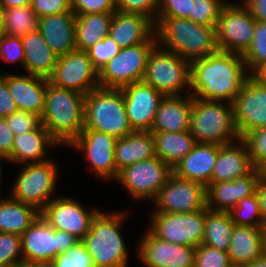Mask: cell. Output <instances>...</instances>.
I'll use <instances>...</instances> for the list:
<instances>
[{"label":"cell","mask_w":266,"mask_h":267,"mask_svg":"<svg viewBox=\"0 0 266 267\" xmlns=\"http://www.w3.org/2000/svg\"><path fill=\"white\" fill-rule=\"evenodd\" d=\"M0 58L7 62H19L24 69V50L21 37L3 35L0 37Z\"/></svg>","instance_id":"48"},{"label":"cell","mask_w":266,"mask_h":267,"mask_svg":"<svg viewBox=\"0 0 266 267\" xmlns=\"http://www.w3.org/2000/svg\"><path fill=\"white\" fill-rule=\"evenodd\" d=\"M75 22L73 11L39 18L38 30L57 57L76 49Z\"/></svg>","instance_id":"27"},{"label":"cell","mask_w":266,"mask_h":267,"mask_svg":"<svg viewBox=\"0 0 266 267\" xmlns=\"http://www.w3.org/2000/svg\"><path fill=\"white\" fill-rule=\"evenodd\" d=\"M5 197L0 201V232L21 236L40 215V211L10 196Z\"/></svg>","instance_id":"33"},{"label":"cell","mask_w":266,"mask_h":267,"mask_svg":"<svg viewBox=\"0 0 266 267\" xmlns=\"http://www.w3.org/2000/svg\"><path fill=\"white\" fill-rule=\"evenodd\" d=\"M84 98L80 92L49 83L41 124L61 145L68 146L84 129Z\"/></svg>","instance_id":"3"},{"label":"cell","mask_w":266,"mask_h":267,"mask_svg":"<svg viewBox=\"0 0 266 267\" xmlns=\"http://www.w3.org/2000/svg\"><path fill=\"white\" fill-rule=\"evenodd\" d=\"M127 213L98 211L89 233L81 240L95 267H128V249L120 226Z\"/></svg>","instance_id":"4"},{"label":"cell","mask_w":266,"mask_h":267,"mask_svg":"<svg viewBox=\"0 0 266 267\" xmlns=\"http://www.w3.org/2000/svg\"><path fill=\"white\" fill-rule=\"evenodd\" d=\"M155 141V153L172 169L197 143L190 131L152 132Z\"/></svg>","instance_id":"32"},{"label":"cell","mask_w":266,"mask_h":267,"mask_svg":"<svg viewBox=\"0 0 266 267\" xmlns=\"http://www.w3.org/2000/svg\"><path fill=\"white\" fill-rule=\"evenodd\" d=\"M228 212L235 225L266 228L260 213L259 201L256 195L242 198L238 204Z\"/></svg>","instance_id":"38"},{"label":"cell","mask_w":266,"mask_h":267,"mask_svg":"<svg viewBox=\"0 0 266 267\" xmlns=\"http://www.w3.org/2000/svg\"><path fill=\"white\" fill-rule=\"evenodd\" d=\"M241 140L248 149L251 161L256 169H266V126L245 134Z\"/></svg>","instance_id":"40"},{"label":"cell","mask_w":266,"mask_h":267,"mask_svg":"<svg viewBox=\"0 0 266 267\" xmlns=\"http://www.w3.org/2000/svg\"><path fill=\"white\" fill-rule=\"evenodd\" d=\"M191 62L158 44L150 53L142 79L164 96L190 94ZM188 87V89H187Z\"/></svg>","instance_id":"7"},{"label":"cell","mask_w":266,"mask_h":267,"mask_svg":"<svg viewBox=\"0 0 266 267\" xmlns=\"http://www.w3.org/2000/svg\"><path fill=\"white\" fill-rule=\"evenodd\" d=\"M138 244L139 260L146 267H195L196 247L157 238L149 229Z\"/></svg>","instance_id":"19"},{"label":"cell","mask_w":266,"mask_h":267,"mask_svg":"<svg viewBox=\"0 0 266 267\" xmlns=\"http://www.w3.org/2000/svg\"><path fill=\"white\" fill-rule=\"evenodd\" d=\"M10 197L14 200L34 206L41 211L56 196L58 166L55 160L48 159L39 163L23 164Z\"/></svg>","instance_id":"8"},{"label":"cell","mask_w":266,"mask_h":267,"mask_svg":"<svg viewBox=\"0 0 266 267\" xmlns=\"http://www.w3.org/2000/svg\"><path fill=\"white\" fill-rule=\"evenodd\" d=\"M80 241L66 231L55 230L39 215L21 235L23 263L51 262Z\"/></svg>","instance_id":"9"},{"label":"cell","mask_w":266,"mask_h":267,"mask_svg":"<svg viewBox=\"0 0 266 267\" xmlns=\"http://www.w3.org/2000/svg\"><path fill=\"white\" fill-rule=\"evenodd\" d=\"M173 169L158 156L129 165L119 171L116 181L134 199L154 201Z\"/></svg>","instance_id":"13"},{"label":"cell","mask_w":266,"mask_h":267,"mask_svg":"<svg viewBox=\"0 0 266 267\" xmlns=\"http://www.w3.org/2000/svg\"><path fill=\"white\" fill-rule=\"evenodd\" d=\"M234 226L228 211H214L206 207L202 244L228 252Z\"/></svg>","instance_id":"35"},{"label":"cell","mask_w":266,"mask_h":267,"mask_svg":"<svg viewBox=\"0 0 266 267\" xmlns=\"http://www.w3.org/2000/svg\"><path fill=\"white\" fill-rule=\"evenodd\" d=\"M242 57L250 75L266 63V22L255 21L253 39Z\"/></svg>","instance_id":"37"},{"label":"cell","mask_w":266,"mask_h":267,"mask_svg":"<svg viewBox=\"0 0 266 267\" xmlns=\"http://www.w3.org/2000/svg\"><path fill=\"white\" fill-rule=\"evenodd\" d=\"M195 267H232L228 252L200 244L195 251Z\"/></svg>","instance_id":"44"},{"label":"cell","mask_w":266,"mask_h":267,"mask_svg":"<svg viewBox=\"0 0 266 267\" xmlns=\"http://www.w3.org/2000/svg\"><path fill=\"white\" fill-rule=\"evenodd\" d=\"M121 90L127 118L132 129L150 131L157 109L165 96L143 81L134 82Z\"/></svg>","instance_id":"20"},{"label":"cell","mask_w":266,"mask_h":267,"mask_svg":"<svg viewBox=\"0 0 266 267\" xmlns=\"http://www.w3.org/2000/svg\"><path fill=\"white\" fill-rule=\"evenodd\" d=\"M266 252V228L235 225L228 256L232 266L250 264Z\"/></svg>","instance_id":"26"},{"label":"cell","mask_w":266,"mask_h":267,"mask_svg":"<svg viewBox=\"0 0 266 267\" xmlns=\"http://www.w3.org/2000/svg\"><path fill=\"white\" fill-rule=\"evenodd\" d=\"M52 261L56 267H95L82 241L58 254Z\"/></svg>","instance_id":"42"},{"label":"cell","mask_w":266,"mask_h":267,"mask_svg":"<svg viewBox=\"0 0 266 267\" xmlns=\"http://www.w3.org/2000/svg\"><path fill=\"white\" fill-rule=\"evenodd\" d=\"M48 81L58 88L75 90L83 95L99 87L98 71L87 51L79 49L57 57Z\"/></svg>","instance_id":"14"},{"label":"cell","mask_w":266,"mask_h":267,"mask_svg":"<svg viewBox=\"0 0 266 267\" xmlns=\"http://www.w3.org/2000/svg\"><path fill=\"white\" fill-rule=\"evenodd\" d=\"M255 169L247 146L239 139L228 145H219L218 157L211 175V182L231 181L247 176Z\"/></svg>","instance_id":"25"},{"label":"cell","mask_w":266,"mask_h":267,"mask_svg":"<svg viewBox=\"0 0 266 267\" xmlns=\"http://www.w3.org/2000/svg\"><path fill=\"white\" fill-rule=\"evenodd\" d=\"M23 263L21 236L0 232V267Z\"/></svg>","instance_id":"41"},{"label":"cell","mask_w":266,"mask_h":267,"mask_svg":"<svg viewBox=\"0 0 266 267\" xmlns=\"http://www.w3.org/2000/svg\"><path fill=\"white\" fill-rule=\"evenodd\" d=\"M218 151V144L196 143L192 151L175 165L173 174L207 186L211 183V175L218 157Z\"/></svg>","instance_id":"28"},{"label":"cell","mask_w":266,"mask_h":267,"mask_svg":"<svg viewBox=\"0 0 266 267\" xmlns=\"http://www.w3.org/2000/svg\"><path fill=\"white\" fill-rule=\"evenodd\" d=\"M5 35L23 37L38 29L39 17L31 6L2 9Z\"/></svg>","instance_id":"36"},{"label":"cell","mask_w":266,"mask_h":267,"mask_svg":"<svg viewBox=\"0 0 266 267\" xmlns=\"http://www.w3.org/2000/svg\"><path fill=\"white\" fill-rule=\"evenodd\" d=\"M159 0H116V11L138 13L147 16L156 23Z\"/></svg>","instance_id":"45"},{"label":"cell","mask_w":266,"mask_h":267,"mask_svg":"<svg viewBox=\"0 0 266 267\" xmlns=\"http://www.w3.org/2000/svg\"><path fill=\"white\" fill-rule=\"evenodd\" d=\"M30 6L39 18L72 11L70 0H31Z\"/></svg>","instance_id":"50"},{"label":"cell","mask_w":266,"mask_h":267,"mask_svg":"<svg viewBox=\"0 0 266 267\" xmlns=\"http://www.w3.org/2000/svg\"><path fill=\"white\" fill-rule=\"evenodd\" d=\"M228 0H194L192 13L187 19L206 26L215 27L223 6Z\"/></svg>","instance_id":"39"},{"label":"cell","mask_w":266,"mask_h":267,"mask_svg":"<svg viewBox=\"0 0 266 267\" xmlns=\"http://www.w3.org/2000/svg\"><path fill=\"white\" fill-rule=\"evenodd\" d=\"M264 171L255 169L251 174L231 181L211 182L206 186V205L214 211H230L238 202L256 194Z\"/></svg>","instance_id":"21"},{"label":"cell","mask_w":266,"mask_h":267,"mask_svg":"<svg viewBox=\"0 0 266 267\" xmlns=\"http://www.w3.org/2000/svg\"><path fill=\"white\" fill-rule=\"evenodd\" d=\"M113 13L76 15V49L87 51L99 40L108 36Z\"/></svg>","instance_id":"34"},{"label":"cell","mask_w":266,"mask_h":267,"mask_svg":"<svg viewBox=\"0 0 266 267\" xmlns=\"http://www.w3.org/2000/svg\"><path fill=\"white\" fill-rule=\"evenodd\" d=\"M189 131L197 143L228 145L241 139L233 105L192 97Z\"/></svg>","instance_id":"5"},{"label":"cell","mask_w":266,"mask_h":267,"mask_svg":"<svg viewBox=\"0 0 266 267\" xmlns=\"http://www.w3.org/2000/svg\"><path fill=\"white\" fill-rule=\"evenodd\" d=\"M108 35L126 48L144 42H157L155 23L145 15L115 11Z\"/></svg>","instance_id":"22"},{"label":"cell","mask_w":266,"mask_h":267,"mask_svg":"<svg viewBox=\"0 0 266 267\" xmlns=\"http://www.w3.org/2000/svg\"><path fill=\"white\" fill-rule=\"evenodd\" d=\"M256 19L242 3L223 6L215 26L219 51L243 54L251 44Z\"/></svg>","instance_id":"11"},{"label":"cell","mask_w":266,"mask_h":267,"mask_svg":"<svg viewBox=\"0 0 266 267\" xmlns=\"http://www.w3.org/2000/svg\"><path fill=\"white\" fill-rule=\"evenodd\" d=\"M120 51L119 45L108 35L87 50L94 68L99 72Z\"/></svg>","instance_id":"43"},{"label":"cell","mask_w":266,"mask_h":267,"mask_svg":"<svg viewBox=\"0 0 266 267\" xmlns=\"http://www.w3.org/2000/svg\"><path fill=\"white\" fill-rule=\"evenodd\" d=\"M30 4H31V0H0L1 9L29 6Z\"/></svg>","instance_id":"55"},{"label":"cell","mask_w":266,"mask_h":267,"mask_svg":"<svg viewBox=\"0 0 266 267\" xmlns=\"http://www.w3.org/2000/svg\"><path fill=\"white\" fill-rule=\"evenodd\" d=\"M17 111L18 109L12 94L9 92L7 81L0 75V117L6 118Z\"/></svg>","instance_id":"51"},{"label":"cell","mask_w":266,"mask_h":267,"mask_svg":"<svg viewBox=\"0 0 266 267\" xmlns=\"http://www.w3.org/2000/svg\"><path fill=\"white\" fill-rule=\"evenodd\" d=\"M2 267H21V265L2 266Z\"/></svg>","instance_id":"61"},{"label":"cell","mask_w":266,"mask_h":267,"mask_svg":"<svg viewBox=\"0 0 266 267\" xmlns=\"http://www.w3.org/2000/svg\"><path fill=\"white\" fill-rule=\"evenodd\" d=\"M5 119L14 135L29 132L41 125V117L39 115L22 110H18Z\"/></svg>","instance_id":"46"},{"label":"cell","mask_w":266,"mask_h":267,"mask_svg":"<svg viewBox=\"0 0 266 267\" xmlns=\"http://www.w3.org/2000/svg\"><path fill=\"white\" fill-rule=\"evenodd\" d=\"M122 138L134 130L129 124L121 89L97 87L84 98V129Z\"/></svg>","instance_id":"6"},{"label":"cell","mask_w":266,"mask_h":267,"mask_svg":"<svg viewBox=\"0 0 266 267\" xmlns=\"http://www.w3.org/2000/svg\"><path fill=\"white\" fill-rule=\"evenodd\" d=\"M4 33V24H3V14L2 9L0 8V37L3 36Z\"/></svg>","instance_id":"59"},{"label":"cell","mask_w":266,"mask_h":267,"mask_svg":"<svg viewBox=\"0 0 266 267\" xmlns=\"http://www.w3.org/2000/svg\"><path fill=\"white\" fill-rule=\"evenodd\" d=\"M148 229L159 239L177 245L197 247L203 242L205 209L192 213L150 214Z\"/></svg>","instance_id":"12"},{"label":"cell","mask_w":266,"mask_h":267,"mask_svg":"<svg viewBox=\"0 0 266 267\" xmlns=\"http://www.w3.org/2000/svg\"><path fill=\"white\" fill-rule=\"evenodd\" d=\"M249 76L241 54L218 51L191 62L190 95L232 104Z\"/></svg>","instance_id":"1"},{"label":"cell","mask_w":266,"mask_h":267,"mask_svg":"<svg viewBox=\"0 0 266 267\" xmlns=\"http://www.w3.org/2000/svg\"><path fill=\"white\" fill-rule=\"evenodd\" d=\"M60 145L41 124L37 129L14 135L11 155L5 162L29 164L46 161L50 147ZM48 147V148H47Z\"/></svg>","instance_id":"24"},{"label":"cell","mask_w":266,"mask_h":267,"mask_svg":"<svg viewBox=\"0 0 266 267\" xmlns=\"http://www.w3.org/2000/svg\"><path fill=\"white\" fill-rule=\"evenodd\" d=\"M21 267H56L53 261L51 262H30L22 263Z\"/></svg>","instance_id":"58"},{"label":"cell","mask_w":266,"mask_h":267,"mask_svg":"<svg viewBox=\"0 0 266 267\" xmlns=\"http://www.w3.org/2000/svg\"><path fill=\"white\" fill-rule=\"evenodd\" d=\"M255 195L258 198L260 213L264 222V226L266 227V176L265 175H263L262 178L260 179L257 185Z\"/></svg>","instance_id":"54"},{"label":"cell","mask_w":266,"mask_h":267,"mask_svg":"<svg viewBox=\"0 0 266 267\" xmlns=\"http://www.w3.org/2000/svg\"><path fill=\"white\" fill-rule=\"evenodd\" d=\"M251 15L257 20L266 22V0H241Z\"/></svg>","instance_id":"53"},{"label":"cell","mask_w":266,"mask_h":267,"mask_svg":"<svg viewBox=\"0 0 266 267\" xmlns=\"http://www.w3.org/2000/svg\"><path fill=\"white\" fill-rule=\"evenodd\" d=\"M251 76L261 85L266 86V63L256 69Z\"/></svg>","instance_id":"56"},{"label":"cell","mask_w":266,"mask_h":267,"mask_svg":"<svg viewBox=\"0 0 266 267\" xmlns=\"http://www.w3.org/2000/svg\"><path fill=\"white\" fill-rule=\"evenodd\" d=\"M99 209H86L71 196L52 199L40 215L55 229L66 231L82 240L90 231L91 222Z\"/></svg>","instance_id":"17"},{"label":"cell","mask_w":266,"mask_h":267,"mask_svg":"<svg viewBox=\"0 0 266 267\" xmlns=\"http://www.w3.org/2000/svg\"><path fill=\"white\" fill-rule=\"evenodd\" d=\"M1 165H2V161L0 160V195H1V187H2V185H1L2 184V181H1L2 180V177H1L2 176V170H1L2 166ZM0 201H1V199H0Z\"/></svg>","instance_id":"60"},{"label":"cell","mask_w":266,"mask_h":267,"mask_svg":"<svg viewBox=\"0 0 266 267\" xmlns=\"http://www.w3.org/2000/svg\"><path fill=\"white\" fill-rule=\"evenodd\" d=\"M116 178L123 168L156 156L151 131H136L118 138L115 145Z\"/></svg>","instance_id":"30"},{"label":"cell","mask_w":266,"mask_h":267,"mask_svg":"<svg viewBox=\"0 0 266 267\" xmlns=\"http://www.w3.org/2000/svg\"><path fill=\"white\" fill-rule=\"evenodd\" d=\"M18 110L32 112L41 117L46 100L48 79L31 74L2 73Z\"/></svg>","instance_id":"23"},{"label":"cell","mask_w":266,"mask_h":267,"mask_svg":"<svg viewBox=\"0 0 266 267\" xmlns=\"http://www.w3.org/2000/svg\"><path fill=\"white\" fill-rule=\"evenodd\" d=\"M14 134L8 127L6 119L0 117V160L5 161L12 152Z\"/></svg>","instance_id":"52"},{"label":"cell","mask_w":266,"mask_h":267,"mask_svg":"<svg viewBox=\"0 0 266 267\" xmlns=\"http://www.w3.org/2000/svg\"><path fill=\"white\" fill-rule=\"evenodd\" d=\"M155 35L160 47L190 62L219 51L215 27L187 18L157 17Z\"/></svg>","instance_id":"2"},{"label":"cell","mask_w":266,"mask_h":267,"mask_svg":"<svg viewBox=\"0 0 266 267\" xmlns=\"http://www.w3.org/2000/svg\"><path fill=\"white\" fill-rule=\"evenodd\" d=\"M116 142L117 138L107 133L83 130L68 147L83 152L94 175L109 181L116 179L114 154Z\"/></svg>","instance_id":"16"},{"label":"cell","mask_w":266,"mask_h":267,"mask_svg":"<svg viewBox=\"0 0 266 267\" xmlns=\"http://www.w3.org/2000/svg\"><path fill=\"white\" fill-rule=\"evenodd\" d=\"M242 267H266V252L250 264L244 265Z\"/></svg>","instance_id":"57"},{"label":"cell","mask_w":266,"mask_h":267,"mask_svg":"<svg viewBox=\"0 0 266 267\" xmlns=\"http://www.w3.org/2000/svg\"><path fill=\"white\" fill-rule=\"evenodd\" d=\"M192 96H165L157 109L151 132H182L189 130Z\"/></svg>","instance_id":"29"},{"label":"cell","mask_w":266,"mask_h":267,"mask_svg":"<svg viewBox=\"0 0 266 267\" xmlns=\"http://www.w3.org/2000/svg\"><path fill=\"white\" fill-rule=\"evenodd\" d=\"M194 0H159L157 17L188 18Z\"/></svg>","instance_id":"49"},{"label":"cell","mask_w":266,"mask_h":267,"mask_svg":"<svg viewBox=\"0 0 266 267\" xmlns=\"http://www.w3.org/2000/svg\"><path fill=\"white\" fill-rule=\"evenodd\" d=\"M70 4L75 15L116 11V0H70Z\"/></svg>","instance_id":"47"},{"label":"cell","mask_w":266,"mask_h":267,"mask_svg":"<svg viewBox=\"0 0 266 267\" xmlns=\"http://www.w3.org/2000/svg\"><path fill=\"white\" fill-rule=\"evenodd\" d=\"M157 42H144L120 51L98 72L99 87L122 89L142 81L150 53Z\"/></svg>","instance_id":"10"},{"label":"cell","mask_w":266,"mask_h":267,"mask_svg":"<svg viewBox=\"0 0 266 267\" xmlns=\"http://www.w3.org/2000/svg\"><path fill=\"white\" fill-rule=\"evenodd\" d=\"M232 105L236 129L241 138L266 126V86L251 75L244 82Z\"/></svg>","instance_id":"18"},{"label":"cell","mask_w":266,"mask_h":267,"mask_svg":"<svg viewBox=\"0 0 266 267\" xmlns=\"http://www.w3.org/2000/svg\"><path fill=\"white\" fill-rule=\"evenodd\" d=\"M26 73L48 79L56 65L57 56L48 46L40 31L34 30L21 37Z\"/></svg>","instance_id":"31"},{"label":"cell","mask_w":266,"mask_h":267,"mask_svg":"<svg viewBox=\"0 0 266 267\" xmlns=\"http://www.w3.org/2000/svg\"><path fill=\"white\" fill-rule=\"evenodd\" d=\"M152 212L192 213L203 210L206 205V186L171 174L153 201Z\"/></svg>","instance_id":"15"}]
</instances>
